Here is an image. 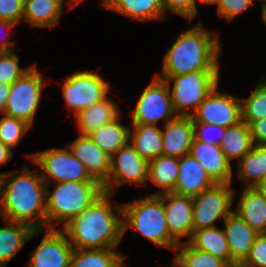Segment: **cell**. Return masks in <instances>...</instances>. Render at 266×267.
Segmentation results:
<instances>
[{
	"label": "cell",
	"instance_id": "obj_1",
	"mask_svg": "<svg viewBox=\"0 0 266 267\" xmlns=\"http://www.w3.org/2000/svg\"><path fill=\"white\" fill-rule=\"evenodd\" d=\"M39 171L23 166L2 172L0 215L3 220L46 228V183Z\"/></svg>",
	"mask_w": 266,
	"mask_h": 267
},
{
	"label": "cell",
	"instance_id": "obj_2",
	"mask_svg": "<svg viewBox=\"0 0 266 267\" xmlns=\"http://www.w3.org/2000/svg\"><path fill=\"white\" fill-rule=\"evenodd\" d=\"M112 194L104 192L62 230L74 248H117L122 241V204L112 206Z\"/></svg>",
	"mask_w": 266,
	"mask_h": 267
},
{
	"label": "cell",
	"instance_id": "obj_3",
	"mask_svg": "<svg viewBox=\"0 0 266 267\" xmlns=\"http://www.w3.org/2000/svg\"><path fill=\"white\" fill-rule=\"evenodd\" d=\"M219 35L207 31L201 23L185 29L167 49L162 74L156 76L165 80L169 76L195 71H220L218 59L223 44L219 41Z\"/></svg>",
	"mask_w": 266,
	"mask_h": 267
},
{
	"label": "cell",
	"instance_id": "obj_4",
	"mask_svg": "<svg viewBox=\"0 0 266 267\" xmlns=\"http://www.w3.org/2000/svg\"><path fill=\"white\" fill-rule=\"evenodd\" d=\"M51 184H54L52 193L49 191ZM104 192L100 182L68 181L46 184V228H58L54 224L57 221L66 225Z\"/></svg>",
	"mask_w": 266,
	"mask_h": 267
},
{
	"label": "cell",
	"instance_id": "obj_5",
	"mask_svg": "<svg viewBox=\"0 0 266 267\" xmlns=\"http://www.w3.org/2000/svg\"><path fill=\"white\" fill-rule=\"evenodd\" d=\"M129 227L135 228L155 246L175 252L178 243L170 236L162 195H148L133 202L122 203V236Z\"/></svg>",
	"mask_w": 266,
	"mask_h": 267
},
{
	"label": "cell",
	"instance_id": "obj_6",
	"mask_svg": "<svg viewBox=\"0 0 266 267\" xmlns=\"http://www.w3.org/2000/svg\"><path fill=\"white\" fill-rule=\"evenodd\" d=\"M219 76L220 71H195L165 79L175 113L178 116H192L207 95L219 84Z\"/></svg>",
	"mask_w": 266,
	"mask_h": 267
},
{
	"label": "cell",
	"instance_id": "obj_7",
	"mask_svg": "<svg viewBox=\"0 0 266 267\" xmlns=\"http://www.w3.org/2000/svg\"><path fill=\"white\" fill-rule=\"evenodd\" d=\"M27 157L39 167L46 184L75 182H98L94 180L85 166L65 148H51L42 152L29 153Z\"/></svg>",
	"mask_w": 266,
	"mask_h": 267
},
{
	"label": "cell",
	"instance_id": "obj_8",
	"mask_svg": "<svg viewBox=\"0 0 266 267\" xmlns=\"http://www.w3.org/2000/svg\"><path fill=\"white\" fill-rule=\"evenodd\" d=\"M46 82L36 64H32L27 72L10 85L8 102L2 114L23 120L32 127Z\"/></svg>",
	"mask_w": 266,
	"mask_h": 267
},
{
	"label": "cell",
	"instance_id": "obj_9",
	"mask_svg": "<svg viewBox=\"0 0 266 267\" xmlns=\"http://www.w3.org/2000/svg\"><path fill=\"white\" fill-rule=\"evenodd\" d=\"M110 89L103 76L88 70L74 72L65 79L61 88L65 103L75 116L105 99Z\"/></svg>",
	"mask_w": 266,
	"mask_h": 267
},
{
	"label": "cell",
	"instance_id": "obj_10",
	"mask_svg": "<svg viewBox=\"0 0 266 267\" xmlns=\"http://www.w3.org/2000/svg\"><path fill=\"white\" fill-rule=\"evenodd\" d=\"M234 195L231 184L216 183L193 197V231L216 227L218 219L224 222L233 212Z\"/></svg>",
	"mask_w": 266,
	"mask_h": 267
},
{
	"label": "cell",
	"instance_id": "obj_11",
	"mask_svg": "<svg viewBox=\"0 0 266 267\" xmlns=\"http://www.w3.org/2000/svg\"><path fill=\"white\" fill-rule=\"evenodd\" d=\"M132 124L157 125L160 120L167 122L175 119V113L168 84L165 80L153 78L141 93L136 107L130 112Z\"/></svg>",
	"mask_w": 266,
	"mask_h": 267
},
{
	"label": "cell",
	"instance_id": "obj_12",
	"mask_svg": "<svg viewBox=\"0 0 266 267\" xmlns=\"http://www.w3.org/2000/svg\"><path fill=\"white\" fill-rule=\"evenodd\" d=\"M148 165L149 162L142 158L129 142L111 156L110 173L103 184L104 191L113 195L114 189L124 183L146 186Z\"/></svg>",
	"mask_w": 266,
	"mask_h": 267
},
{
	"label": "cell",
	"instance_id": "obj_13",
	"mask_svg": "<svg viewBox=\"0 0 266 267\" xmlns=\"http://www.w3.org/2000/svg\"><path fill=\"white\" fill-rule=\"evenodd\" d=\"M218 87L219 84L192 114V122L215 124L227 128L242 121L241 99L219 92Z\"/></svg>",
	"mask_w": 266,
	"mask_h": 267
},
{
	"label": "cell",
	"instance_id": "obj_14",
	"mask_svg": "<svg viewBox=\"0 0 266 267\" xmlns=\"http://www.w3.org/2000/svg\"><path fill=\"white\" fill-rule=\"evenodd\" d=\"M41 242L30 254L28 267H70L74 247L65 232L58 228H45Z\"/></svg>",
	"mask_w": 266,
	"mask_h": 267
},
{
	"label": "cell",
	"instance_id": "obj_15",
	"mask_svg": "<svg viewBox=\"0 0 266 267\" xmlns=\"http://www.w3.org/2000/svg\"><path fill=\"white\" fill-rule=\"evenodd\" d=\"M163 207L170 236L179 244L181 238L188 242L193 233L192 197L176 193L162 194Z\"/></svg>",
	"mask_w": 266,
	"mask_h": 267
},
{
	"label": "cell",
	"instance_id": "obj_16",
	"mask_svg": "<svg viewBox=\"0 0 266 267\" xmlns=\"http://www.w3.org/2000/svg\"><path fill=\"white\" fill-rule=\"evenodd\" d=\"M66 146L94 180L102 185L108 180L111 156L100 149L89 136L79 135Z\"/></svg>",
	"mask_w": 266,
	"mask_h": 267
},
{
	"label": "cell",
	"instance_id": "obj_17",
	"mask_svg": "<svg viewBox=\"0 0 266 267\" xmlns=\"http://www.w3.org/2000/svg\"><path fill=\"white\" fill-rule=\"evenodd\" d=\"M223 230L229 244L231 267H238L248 256L259 234L234 211L223 222Z\"/></svg>",
	"mask_w": 266,
	"mask_h": 267
},
{
	"label": "cell",
	"instance_id": "obj_18",
	"mask_svg": "<svg viewBox=\"0 0 266 267\" xmlns=\"http://www.w3.org/2000/svg\"><path fill=\"white\" fill-rule=\"evenodd\" d=\"M190 154L215 183H232V164L226 160L220 145L203 143L194 138Z\"/></svg>",
	"mask_w": 266,
	"mask_h": 267
},
{
	"label": "cell",
	"instance_id": "obj_19",
	"mask_svg": "<svg viewBox=\"0 0 266 267\" xmlns=\"http://www.w3.org/2000/svg\"><path fill=\"white\" fill-rule=\"evenodd\" d=\"M215 184L191 154L179 158V172L173 193L193 198Z\"/></svg>",
	"mask_w": 266,
	"mask_h": 267
},
{
	"label": "cell",
	"instance_id": "obj_20",
	"mask_svg": "<svg viewBox=\"0 0 266 267\" xmlns=\"http://www.w3.org/2000/svg\"><path fill=\"white\" fill-rule=\"evenodd\" d=\"M162 130L163 155L181 158L190 154L194 140L191 116H177L167 122Z\"/></svg>",
	"mask_w": 266,
	"mask_h": 267
},
{
	"label": "cell",
	"instance_id": "obj_21",
	"mask_svg": "<svg viewBox=\"0 0 266 267\" xmlns=\"http://www.w3.org/2000/svg\"><path fill=\"white\" fill-rule=\"evenodd\" d=\"M6 225L0 228V267H6L22 247L43 229L3 220Z\"/></svg>",
	"mask_w": 266,
	"mask_h": 267
},
{
	"label": "cell",
	"instance_id": "obj_22",
	"mask_svg": "<svg viewBox=\"0 0 266 267\" xmlns=\"http://www.w3.org/2000/svg\"><path fill=\"white\" fill-rule=\"evenodd\" d=\"M233 210L257 233H266V196L257 187H244Z\"/></svg>",
	"mask_w": 266,
	"mask_h": 267
},
{
	"label": "cell",
	"instance_id": "obj_23",
	"mask_svg": "<svg viewBox=\"0 0 266 267\" xmlns=\"http://www.w3.org/2000/svg\"><path fill=\"white\" fill-rule=\"evenodd\" d=\"M65 0H25L22 21L31 28H54L64 13Z\"/></svg>",
	"mask_w": 266,
	"mask_h": 267
},
{
	"label": "cell",
	"instance_id": "obj_24",
	"mask_svg": "<svg viewBox=\"0 0 266 267\" xmlns=\"http://www.w3.org/2000/svg\"><path fill=\"white\" fill-rule=\"evenodd\" d=\"M121 115L119 107L108 96L78 113L76 125L79 135L88 136L104 124L110 123Z\"/></svg>",
	"mask_w": 266,
	"mask_h": 267
},
{
	"label": "cell",
	"instance_id": "obj_25",
	"mask_svg": "<svg viewBox=\"0 0 266 267\" xmlns=\"http://www.w3.org/2000/svg\"><path fill=\"white\" fill-rule=\"evenodd\" d=\"M162 129L157 125L131 124L129 142L148 162L163 155Z\"/></svg>",
	"mask_w": 266,
	"mask_h": 267
},
{
	"label": "cell",
	"instance_id": "obj_26",
	"mask_svg": "<svg viewBox=\"0 0 266 267\" xmlns=\"http://www.w3.org/2000/svg\"><path fill=\"white\" fill-rule=\"evenodd\" d=\"M107 8L141 22L160 21L166 17L161 0H111Z\"/></svg>",
	"mask_w": 266,
	"mask_h": 267
},
{
	"label": "cell",
	"instance_id": "obj_27",
	"mask_svg": "<svg viewBox=\"0 0 266 267\" xmlns=\"http://www.w3.org/2000/svg\"><path fill=\"white\" fill-rule=\"evenodd\" d=\"M179 172V158L160 155L149 161L148 179L160 190L150 195H162L172 193L175 190V185Z\"/></svg>",
	"mask_w": 266,
	"mask_h": 267
},
{
	"label": "cell",
	"instance_id": "obj_28",
	"mask_svg": "<svg viewBox=\"0 0 266 267\" xmlns=\"http://www.w3.org/2000/svg\"><path fill=\"white\" fill-rule=\"evenodd\" d=\"M121 116L104 124L88 136L104 152L112 156L129 143L131 126L120 123Z\"/></svg>",
	"mask_w": 266,
	"mask_h": 267
},
{
	"label": "cell",
	"instance_id": "obj_29",
	"mask_svg": "<svg viewBox=\"0 0 266 267\" xmlns=\"http://www.w3.org/2000/svg\"><path fill=\"white\" fill-rule=\"evenodd\" d=\"M188 243L197 250H202L225 260L231 266V254L223 228L211 227L193 231Z\"/></svg>",
	"mask_w": 266,
	"mask_h": 267
},
{
	"label": "cell",
	"instance_id": "obj_30",
	"mask_svg": "<svg viewBox=\"0 0 266 267\" xmlns=\"http://www.w3.org/2000/svg\"><path fill=\"white\" fill-rule=\"evenodd\" d=\"M116 248L79 249L74 248L70 267H127L125 257Z\"/></svg>",
	"mask_w": 266,
	"mask_h": 267
},
{
	"label": "cell",
	"instance_id": "obj_31",
	"mask_svg": "<svg viewBox=\"0 0 266 267\" xmlns=\"http://www.w3.org/2000/svg\"><path fill=\"white\" fill-rule=\"evenodd\" d=\"M220 146L230 164L233 159H237L238 162L254 146L249 125L240 121L234 126L227 127Z\"/></svg>",
	"mask_w": 266,
	"mask_h": 267
},
{
	"label": "cell",
	"instance_id": "obj_32",
	"mask_svg": "<svg viewBox=\"0 0 266 267\" xmlns=\"http://www.w3.org/2000/svg\"><path fill=\"white\" fill-rule=\"evenodd\" d=\"M237 164V179L246 182L245 187H257L266 176V147L254 145Z\"/></svg>",
	"mask_w": 266,
	"mask_h": 267
},
{
	"label": "cell",
	"instance_id": "obj_33",
	"mask_svg": "<svg viewBox=\"0 0 266 267\" xmlns=\"http://www.w3.org/2000/svg\"><path fill=\"white\" fill-rule=\"evenodd\" d=\"M172 260L178 267H231L225 260L197 250L186 241L176 246Z\"/></svg>",
	"mask_w": 266,
	"mask_h": 267
},
{
	"label": "cell",
	"instance_id": "obj_34",
	"mask_svg": "<svg viewBox=\"0 0 266 267\" xmlns=\"http://www.w3.org/2000/svg\"><path fill=\"white\" fill-rule=\"evenodd\" d=\"M265 78V79H264ZM241 99L242 121L250 125L266 117V77L260 79L248 98Z\"/></svg>",
	"mask_w": 266,
	"mask_h": 267
},
{
	"label": "cell",
	"instance_id": "obj_35",
	"mask_svg": "<svg viewBox=\"0 0 266 267\" xmlns=\"http://www.w3.org/2000/svg\"><path fill=\"white\" fill-rule=\"evenodd\" d=\"M30 128L25 121L3 114L0 118V141L13 149Z\"/></svg>",
	"mask_w": 266,
	"mask_h": 267
},
{
	"label": "cell",
	"instance_id": "obj_36",
	"mask_svg": "<svg viewBox=\"0 0 266 267\" xmlns=\"http://www.w3.org/2000/svg\"><path fill=\"white\" fill-rule=\"evenodd\" d=\"M16 51H0V83L11 85L29 70L19 66V56Z\"/></svg>",
	"mask_w": 266,
	"mask_h": 267
},
{
	"label": "cell",
	"instance_id": "obj_37",
	"mask_svg": "<svg viewBox=\"0 0 266 267\" xmlns=\"http://www.w3.org/2000/svg\"><path fill=\"white\" fill-rule=\"evenodd\" d=\"M194 137L196 140L208 144L222 143L226 128L215 124L193 122Z\"/></svg>",
	"mask_w": 266,
	"mask_h": 267
},
{
	"label": "cell",
	"instance_id": "obj_38",
	"mask_svg": "<svg viewBox=\"0 0 266 267\" xmlns=\"http://www.w3.org/2000/svg\"><path fill=\"white\" fill-rule=\"evenodd\" d=\"M238 267H266V233H260L246 259Z\"/></svg>",
	"mask_w": 266,
	"mask_h": 267
},
{
	"label": "cell",
	"instance_id": "obj_39",
	"mask_svg": "<svg viewBox=\"0 0 266 267\" xmlns=\"http://www.w3.org/2000/svg\"><path fill=\"white\" fill-rule=\"evenodd\" d=\"M254 0H217V14L231 21L237 15L246 11L253 4Z\"/></svg>",
	"mask_w": 266,
	"mask_h": 267
},
{
	"label": "cell",
	"instance_id": "obj_40",
	"mask_svg": "<svg viewBox=\"0 0 266 267\" xmlns=\"http://www.w3.org/2000/svg\"><path fill=\"white\" fill-rule=\"evenodd\" d=\"M165 16L169 10L174 14L183 16L185 19L192 21L198 14V8L194 0H161Z\"/></svg>",
	"mask_w": 266,
	"mask_h": 267
},
{
	"label": "cell",
	"instance_id": "obj_41",
	"mask_svg": "<svg viewBox=\"0 0 266 267\" xmlns=\"http://www.w3.org/2000/svg\"><path fill=\"white\" fill-rule=\"evenodd\" d=\"M25 0H0V19L14 24L22 22Z\"/></svg>",
	"mask_w": 266,
	"mask_h": 267
},
{
	"label": "cell",
	"instance_id": "obj_42",
	"mask_svg": "<svg viewBox=\"0 0 266 267\" xmlns=\"http://www.w3.org/2000/svg\"><path fill=\"white\" fill-rule=\"evenodd\" d=\"M249 127L253 144L266 147V117L253 121Z\"/></svg>",
	"mask_w": 266,
	"mask_h": 267
},
{
	"label": "cell",
	"instance_id": "obj_43",
	"mask_svg": "<svg viewBox=\"0 0 266 267\" xmlns=\"http://www.w3.org/2000/svg\"><path fill=\"white\" fill-rule=\"evenodd\" d=\"M16 24L7 21V20H2L0 19V31L6 30V32H10V30L15 27ZM7 37L5 38L4 41L0 43V51H15V41H6ZM2 40V39H1ZM6 41V42H5Z\"/></svg>",
	"mask_w": 266,
	"mask_h": 267
},
{
	"label": "cell",
	"instance_id": "obj_44",
	"mask_svg": "<svg viewBox=\"0 0 266 267\" xmlns=\"http://www.w3.org/2000/svg\"><path fill=\"white\" fill-rule=\"evenodd\" d=\"M9 94H10V85L0 83V112L1 113H3L6 108Z\"/></svg>",
	"mask_w": 266,
	"mask_h": 267
},
{
	"label": "cell",
	"instance_id": "obj_45",
	"mask_svg": "<svg viewBox=\"0 0 266 267\" xmlns=\"http://www.w3.org/2000/svg\"><path fill=\"white\" fill-rule=\"evenodd\" d=\"M14 152L0 141V166L6 165L12 159Z\"/></svg>",
	"mask_w": 266,
	"mask_h": 267
},
{
	"label": "cell",
	"instance_id": "obj_46",
	"mask_svg": "<svg viewBox=\"0 0 266 267\" xmlns=\"http://www.w3.org/2000/svg\"><path fill=\"white\" fill-rule=\"evenodd\" d=\"M83 0H69L67 1V5L69 9L74 8L77 4H79L80 2H82ZM111 0H100V3L107 8L110 4Z\"/></svg>",
	"mask_w": 266,
	"mask_h": 267
},
{
	"label": "cell",
	"instance_id": "obj_47",
	"mask_svg": "<svg viewBox=\"0 0 266 267\" xmlns=\"http://www.w3.org/2000/svg\"><path fill=\"white\" fill-rule=\"evenodd\" d=\"M261 1V8H262V21L264 22V24L266 25V0H260Z\"/></svg>",
	"mask_w": 266,
	"mask_h": 267
},
{
	"label": "cell",
	"instance_id": "obj_48",
	"mask_svg": "<svg viewBox=\"0 0 266 267\" xmlns=\"http://www.w3.org/2000/svg\"><path fill=\"white\" fill-rule=\"evenodd\" d=\"M257 188L266 196V176L263 181L257 186Z\"/></svg>",
	"mask_w": 266,
	"mask_h": 267
},
{
	"label": "cell",
	"instance_id": "obj_49",
	"mask_svg": "<svg viewBox=\"0 0 266 267\" xmlns=\"http://www.w3.org/2000/svg\"><path fill=\"white\" fill-rule=\"evenodd\" d=\"M197 1H198L199 3L215 4V2H216L217 0H194L196 7H197Z\"/></svg>",
	"mask_w": 266,
	"mask_h": 267
},
{
	"label": "cell",
	"instance_id": "obj_50",
	"mask_svg": "<svg viewBox=\"0 0 266 267\" xmlns=\"http://www.w3.org/2000/svg\"><path fill=\"white\" fill-rule=\"evenodd\" d=\"M173 265L172 266H169V267H178L175 263H172ZM163 267V266H162ZM168 267V266H167Z\"/></svg>",
	"mask_w": 266,
	"mask_h": 267
}]
</instances>
